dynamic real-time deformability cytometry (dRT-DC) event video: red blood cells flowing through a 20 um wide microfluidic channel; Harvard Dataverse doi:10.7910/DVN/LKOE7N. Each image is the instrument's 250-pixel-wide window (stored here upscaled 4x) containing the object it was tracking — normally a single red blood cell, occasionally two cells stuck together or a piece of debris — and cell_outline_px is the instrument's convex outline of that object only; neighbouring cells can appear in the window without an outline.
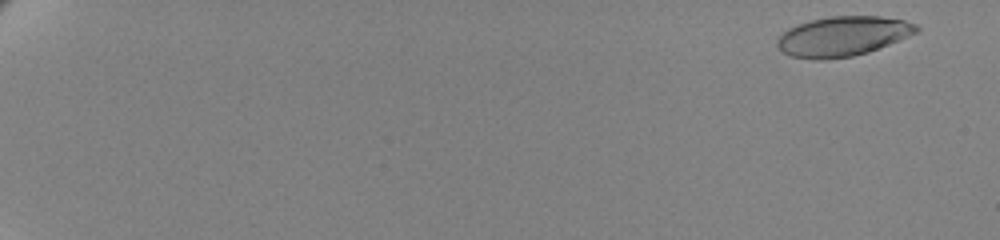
{"species": "human", "species_latin": "Homo sapiens", "temperature_condition": "cold", "stored_images_in_passage": 63, "camera_frame_rate_fps": 3000, "um_per_image_px": 0.085, "donor": {"sex": "female"}, "frame": {"image": 1, "passage_image": 4, "time_ms": 1.0, "image_size_px": [1000, 240], "cell_outline_px": [[920, 28], [916, 32], [908, 36], [868, 52], [852, 56], [824, 60], [816, 60], [792, 56], [784, 52], [776, 44], [776, 40], [788, 28], [812, 20], [828, 16], [880, 16], [904, 20], [916, 24]], "centroid_in_image_um": [71.63, 3.08], "position_along_channel_um": 13.4, "area_um2": 31.96}}
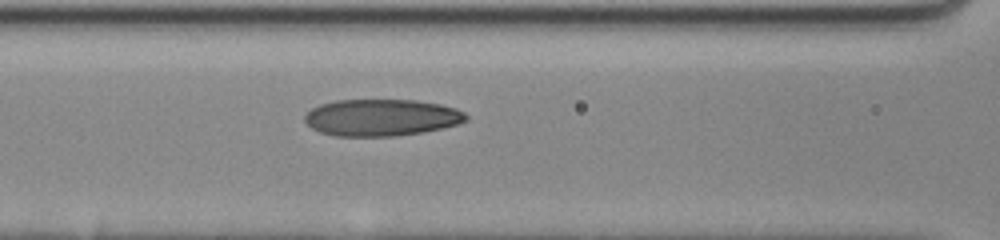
{"frame": {"image": 2, "passage_image": 32, "time_ms": 10.333, "image_size_px": [1000, 240], "cell_outline_px": [[468, 120], [456, 124], [440, 128], [420, 132], [392, 136], [336, 136], [320, 132], [312, 128], [304, 120], [304, 116], [312, 108], [320, 104], [336, 100], [416, 100], [440, 104], [456, 108], [464, 112], [468, 116]], "centroid_in_image_um": [32.41, 9.98], "position_along_channel_um": 134.2, "area_um2": 34.45}}
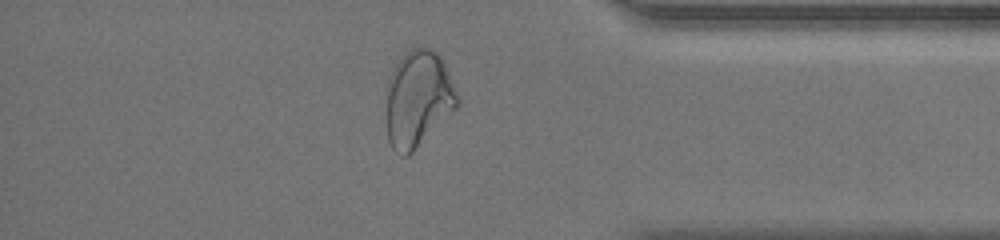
{"frame": {"image": 3, "passage_image": 56, "time_ms": 18.333, "image_size_px": [1000, 240], "cell_outline_px": [[460, 104], [408, 156], [404, 156], [396, 152], [392, 148], [388, 140], [388, 76], [392, 68], [412, 48], [432, 48], [444, 60], [460, 100]], "centroid_in_image_um": [35.57, 8.38], "position_along_channel_um": 399.6, "area_um2": 39.42}, "authors_computed_cell_mechanics": {"area_um2": 34.4488, "velocity_mm_per_s": 3.4485, "shape_relaxation_time_tau1_ms": 6.7395, "shape_relaxation_time_tau2_ms": 1.7622, "deformation_change_tau1": 0.2359, "deformation_change_tau2": 0.0847}}